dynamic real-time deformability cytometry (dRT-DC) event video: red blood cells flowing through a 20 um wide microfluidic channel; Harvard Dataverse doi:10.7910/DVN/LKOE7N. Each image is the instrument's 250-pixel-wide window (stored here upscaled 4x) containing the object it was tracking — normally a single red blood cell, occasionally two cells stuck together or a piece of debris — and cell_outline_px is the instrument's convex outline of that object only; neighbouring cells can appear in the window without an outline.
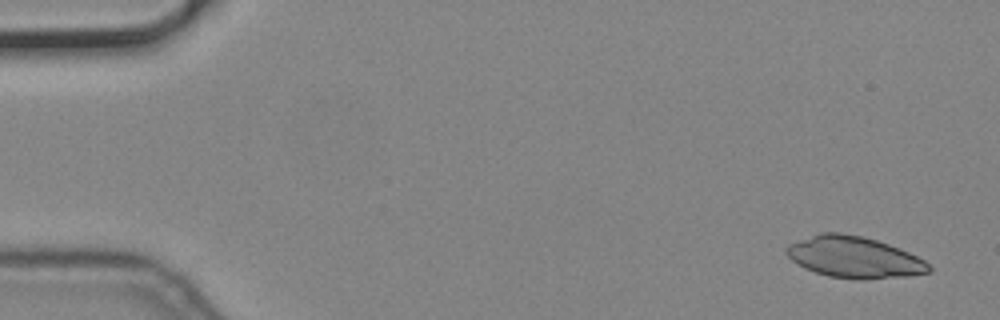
{"species": "common noctule bat (a hibernating species)", "species_latin": "Nyctalus noctula", "temperature_condition": "cold", "stored_images_in_passage": 10, "camera_frame_rate_fps": 3000, "um_per_image_px": 0.085, "animal": {"sex": "male", "body_mass_g": 19.2, "forearm_length_mm": 51.8}, "frame": {"image": 1, "passage_image": 3, "time_ms": 0.667, "image_size_px": [1000, 320], "cell_outline_px": [[932, 272], [908, 276], [856, 280], [828, 276], [804, 268], [792, 260], [784, 252], [788, 244], [820, 232], [840, 232], [860, 236], [876, 240], [888, 244], [908, 252], [924, 260], [932, 268]], "centroid_in_image_um": [72.59, 21.87], "position_along_channel_um": 12.4, "area_um2": 34.33}}